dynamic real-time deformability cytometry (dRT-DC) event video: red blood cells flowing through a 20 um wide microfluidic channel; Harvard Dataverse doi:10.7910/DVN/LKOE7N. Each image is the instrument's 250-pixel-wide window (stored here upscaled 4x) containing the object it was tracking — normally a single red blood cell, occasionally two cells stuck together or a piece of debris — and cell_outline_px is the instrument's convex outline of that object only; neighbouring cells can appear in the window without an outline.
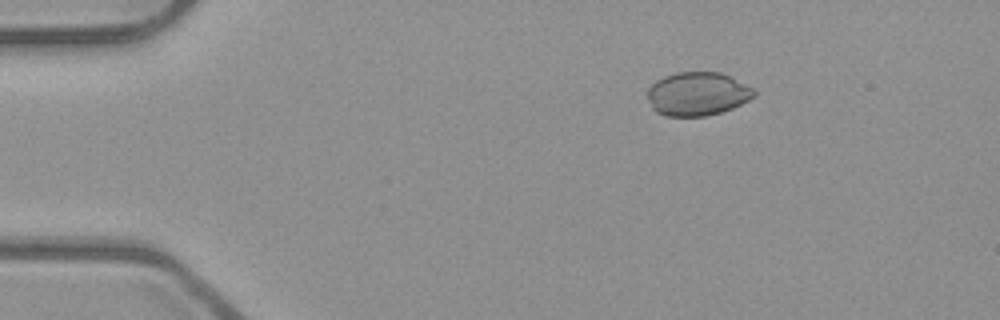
{"species": "common noctule bat (a hibernating species)", "species_latin": "Nyctalus noctula", "temperature_condition": "room temperature", "stored_images_in_passage": 4, "camera_frame_rate_fps": 3000, "um_per_image_px": 0.085, "animal": {"sex": "male", "body_mass_g": 23.1, "forearm_length_mm": 52.7}, "frame": {"image": 1, "passage_image": 1, "time_ms": 0.0, "image_size_px": [1000, 320], "cell_outline_px": [[756, 96], [732, 108], [720, 112], [704, 116], [664, 116], [656, 112], [652, 108], [648, 100], [648, 88], [656, 80], [664, 76], [676, 72], [720, 72], [752, 88], [756, 92]], "centroid_in_image_um": [59.25, 7.98], "position_along_channel_um": 25.8, "area_um2": 26.93}}